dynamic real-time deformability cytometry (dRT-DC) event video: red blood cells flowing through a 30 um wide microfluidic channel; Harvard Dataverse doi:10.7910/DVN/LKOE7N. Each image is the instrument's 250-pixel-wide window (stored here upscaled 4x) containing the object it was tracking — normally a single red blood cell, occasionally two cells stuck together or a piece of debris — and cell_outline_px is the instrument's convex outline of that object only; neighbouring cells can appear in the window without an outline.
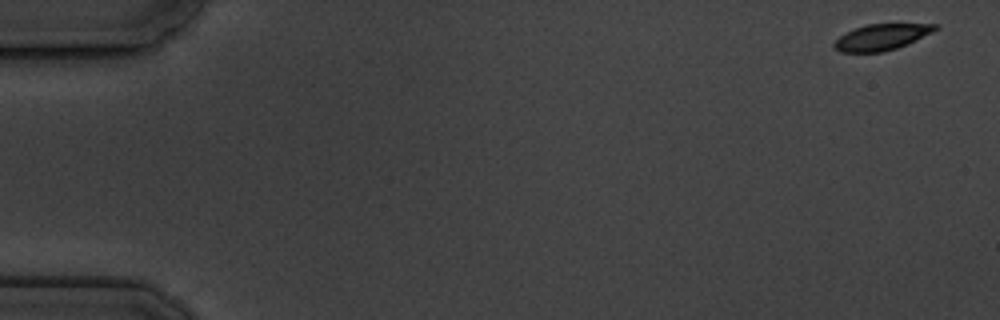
{"species": "common noctule bat (a hibernating species)", "species_latin": "Nyctalus noctula", "temperature_condition": "cold", "stored_images_in_passage": 7, "camera_frame_rate_fps": 3000, "um_per_image_px": 0.085, "animal": {"sex": "male", "body_mass_g": 19.5, "forearm_length_mm": 54.6}, "frame": {"image": 1, "passage_image": 1, "time_ms": 0.0, "image_size_px": [1000, 320], "cell_outline_px": [[940, 28], [932, 32], [896, 48], [880, 52], [840, 52], [832, 44], [840, 36], [856, 28], [868, 24], [940, 24]], "centroid_in_image_um": [74.94, 3.14], "position_along_channel_um": 10.1, "area_um2": 14.97}}
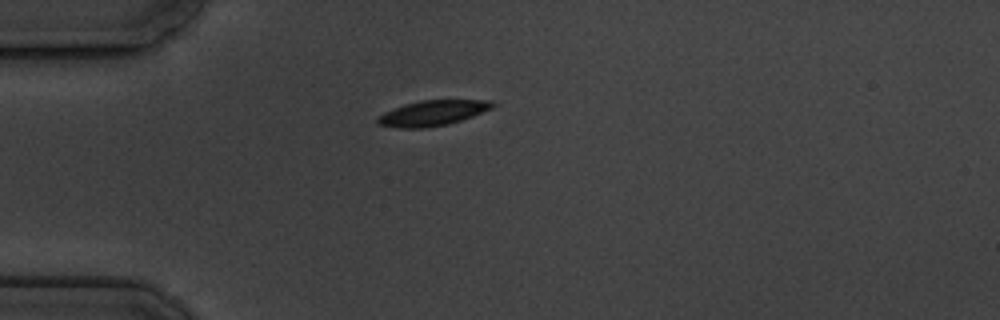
{"frame": {"image": 2, "passage_image": 5, "time_ms": 4.667, "image_size_px": [1000, 320], "cell_outline_px": [[496, 104], [492, 108], [472, 116], [448, 124], [424, 128], [400, 128], [376, 124], [376, 120], [384, 112], [404, 104], [420, 100], [492, 100]], "centroid_in_image_um": [36.76, 9.6], "position_along_channel_um": 48.2, "area_um2": 16.88}}